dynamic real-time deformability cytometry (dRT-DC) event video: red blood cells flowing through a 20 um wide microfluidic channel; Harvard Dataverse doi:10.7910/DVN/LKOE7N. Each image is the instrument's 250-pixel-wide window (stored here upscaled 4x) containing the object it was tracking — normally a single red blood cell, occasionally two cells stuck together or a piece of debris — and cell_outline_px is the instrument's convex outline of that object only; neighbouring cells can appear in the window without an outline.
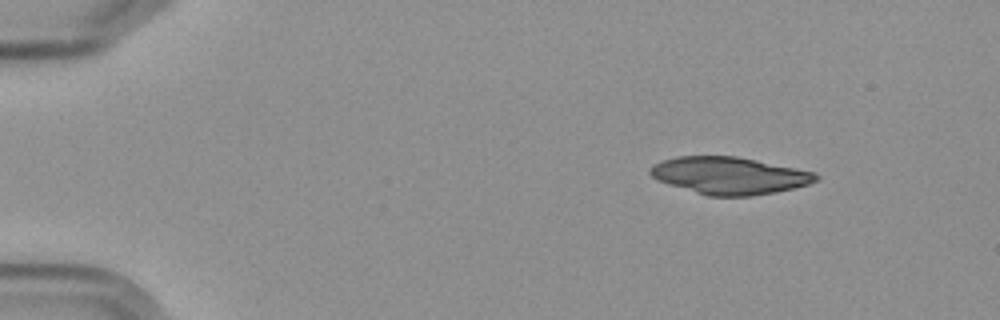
{"species": "Egyptian fruit bat (a non-hibernating species)", "species_latin": "Rousettus aegyptiacus", "temperature_condition": "cold", "stored_images_in_passage": 5, "camera_frame_rate_fps": 3000, "um_per_image_px": 0.085, "frame": {"image": 1, "passage_image": 2, "time_ms": 1.333, "image_size_px": [1000, 320], "cell_outline_px": [[820, 180], [808, 184], [776, 192], [752, 196], [708, 196], [668, 184], [656, 180], [648, 172], [648, 168], [652, 164], [660, 160], [676, 156], [736, 156], [816, 172], [820, 176]], "centroid_in_image_um": [61.97, 14.92], "position_along_channel_um": 23.0, "area_um2": 36.18}}